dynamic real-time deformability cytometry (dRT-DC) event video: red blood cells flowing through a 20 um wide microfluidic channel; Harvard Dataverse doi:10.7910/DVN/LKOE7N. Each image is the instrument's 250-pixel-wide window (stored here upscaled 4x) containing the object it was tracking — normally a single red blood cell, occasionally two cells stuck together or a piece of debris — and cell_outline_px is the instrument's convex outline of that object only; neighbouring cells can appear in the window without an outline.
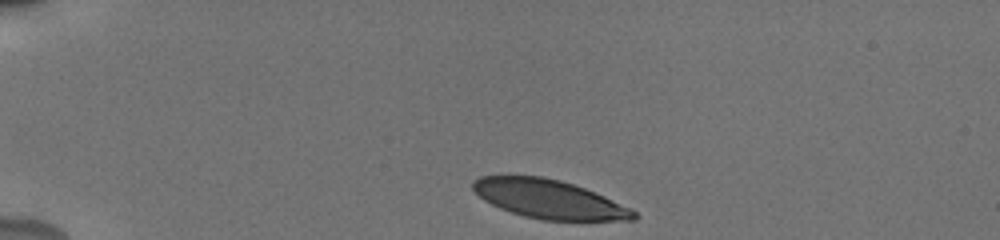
{"species": "human", "species_latin": "Homo sapiens", "temperature_condition": "cold", "stored_images_in_passage": 40, "camera_frame_rate_fps": 3000, "um_per_image_px": 0.085, "donor": {"sex": "male"}, "frame": {"image": 1, "passage_image": 1, "time_ms": 0.0, "image_size_px": [1000, 240], "cell_outline_px": [[640, 216], [636, 220], [544, 220], [524, 216], [500, 208], [484, 200], [472, 188], [472, 180], [480, 176], [544, 176], [560, 180], [584, 188], [604, 196], [636, 212]], "centroid_in_image_um": [46.65, 16.92], "position_along_channel_um": 38.3, "area_um2": 35.95}}
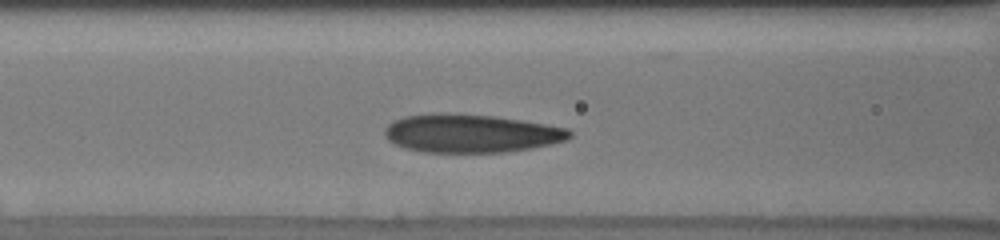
{"frame": {"image": 2, "passage_image": 13, "time_ms": 4.0, "image_size_px": [1000, 240], "cell_outline_px": [[572, 136], [568, 140], [552, 144], [532, 148], [504, 152], [420, 152], [404, 148], [388, 140], [384, 136], [384, 128], [392, 120], [404, 116], [436, 112], [444, 112], [492, 116], [520, 120], [568, 128], [572, 132]], "centroid_in_image_um": [40.0, 11.33], "position_along_channel_um": 126.6, "area_um2": 41.67}}
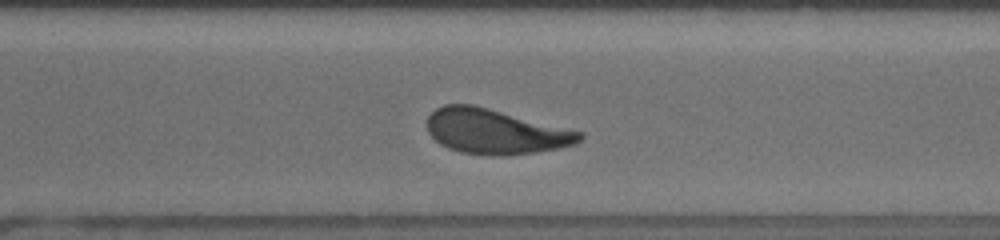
{"frame": {"image": 3, "passage_image": 29, "time_ms": 9.333, "image_size_px": [1000, 240], "cell_outline_px": [[584, 136], [576, 144], [556, 148], [508, 156], [496, 156], [460, 152], [448, 148], [440, 144], [428, 132], [428, 116], [436, 108], [444, 104], [472, 104], [584, 132]], "centroid_in_image_um": [42.1, 11.18], "position_along_channel_um": 328.5, "area_um2": 39.77}, "authors_computed_cell_mechanics": {"area_um2": 40.8357, "velocity_mm_per_s": 3.793, "shape_relaxation_time_tau1_ms": 4.4271, "shape_relaxation_time_tau2_ms": 1.5455, "deformation_change_tau1": 0.1596, "deformation_change_tau2": 0.0836}}